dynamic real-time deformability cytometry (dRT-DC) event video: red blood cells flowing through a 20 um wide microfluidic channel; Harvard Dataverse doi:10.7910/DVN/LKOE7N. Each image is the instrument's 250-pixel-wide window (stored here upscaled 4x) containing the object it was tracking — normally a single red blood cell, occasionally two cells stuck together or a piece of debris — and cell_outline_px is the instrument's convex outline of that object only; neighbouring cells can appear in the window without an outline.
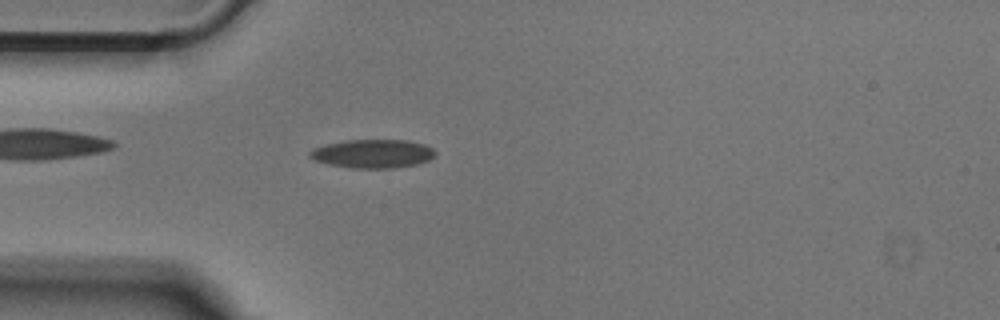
{"species": "Egyptian fruit bat (a non-hibernating species)", "species_latin": "Rousettus aegyptiacus", "temperature_condition": "cold", "stored_images_in_passage": 50, "camera_frame_rate_fps": 3000, "um_per_image_px": 0.085, "animal": {"sex": "male"}, "frame": {"image": 1, "passage_image": 13, "time_ms": 4.0, "image_size_px": [1000, 320], "cell_outline_px": [[436, 156], [428, 160], [416, 164], [396, 168], [352, 168], [328, 164], [316, 160], [308, 156], [308, 152], [312, 148], [328, 144], [348, 140], [408, 140], [424, 144], [432, 148], [436, 152]], "centroid_in_image_um": [31.7, 13.06], "position_along_channel_um": 53.3, "area_um2": 20.92}}
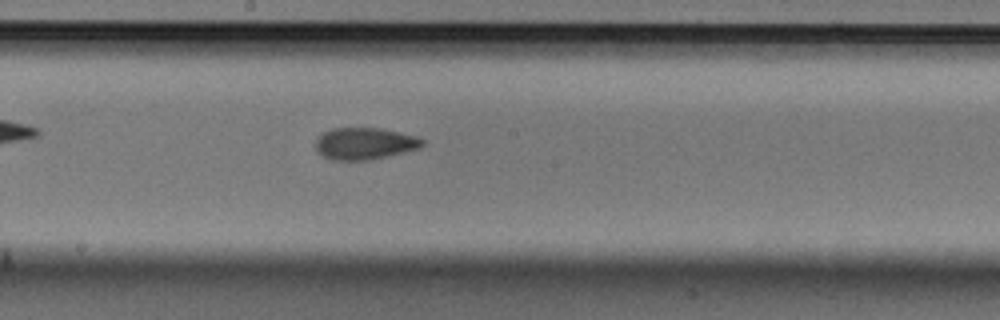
{"frame": {"image": 2, "passage_image": 26, "time_ms": 8.333, "image_size_px": [1000, 320], "cell_outline_px": [[424, 144], [420, 148], [372, 160], [332, 160], [320, 156], [316, 152], [316, 136], [332, 128], [376, 128], [416, 136], [424, 140]], "centroid_in_image_um": [30.94, 12.22], "position_along_channel_um": 217.3, "area_um2": 19.94}}
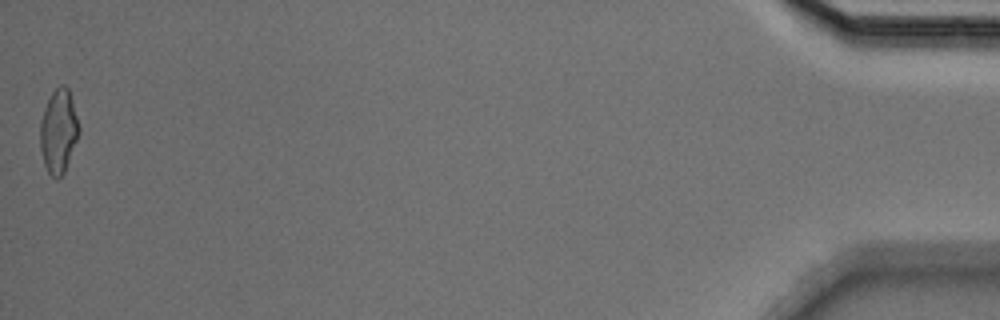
{"frame": {"image": 3, "passage_image": 50, "time_ms": 16.333, "image_size_px": [1000, 320], "cell_outline_px": [[80, 132], [64, 172], [56, 180], [48, 172], [44, 164], [40, 148], [40, 120], [44, 108], [52, 92], [60, 84], [64, 84], [68, 88], [80, 128]], "centroid_in_image_um": [4.97, 11.15], "position_along_channel_um": 430.2, "area_um2": 18.84}}